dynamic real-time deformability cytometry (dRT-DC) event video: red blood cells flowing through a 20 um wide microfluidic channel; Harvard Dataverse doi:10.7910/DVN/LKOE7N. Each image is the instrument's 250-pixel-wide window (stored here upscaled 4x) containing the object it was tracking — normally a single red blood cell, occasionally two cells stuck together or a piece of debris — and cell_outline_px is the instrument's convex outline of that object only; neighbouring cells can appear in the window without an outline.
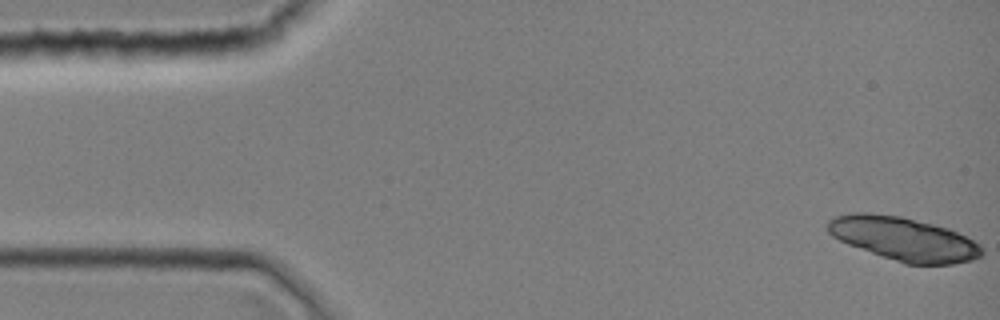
{"species": "common noctule bat (a hibernating species)", "species_latin": "Nyctalus noctula", "temperature_condition": "room temperature", "stored_images_in_passage": 12, "camera_frame_rate_fps": 3000, "um_per_image_px": 0.085, "animal": {"sex": "female", "body_mass_g": 19.0, "forearm_length_mm": 51.5}, "frame": {"image": 1, "passage_image": 1, "time_ms": 0.0, "image_size_px": [1000, 320], "cell_outline_px": [[984, 252], [980, 256], [972, 260], [952, 264], [904, 264], [848, 244], [832, 236], [828, 232], [824, 224], [828, 220], [836, 216], [848, 212], [872, 212], [900, 216], [948, 228], [980, 244]], "centroid_in_image_um": [76.76, 20.29], "position_along_channel_um": 8.2, "area_um2": 39.19}}